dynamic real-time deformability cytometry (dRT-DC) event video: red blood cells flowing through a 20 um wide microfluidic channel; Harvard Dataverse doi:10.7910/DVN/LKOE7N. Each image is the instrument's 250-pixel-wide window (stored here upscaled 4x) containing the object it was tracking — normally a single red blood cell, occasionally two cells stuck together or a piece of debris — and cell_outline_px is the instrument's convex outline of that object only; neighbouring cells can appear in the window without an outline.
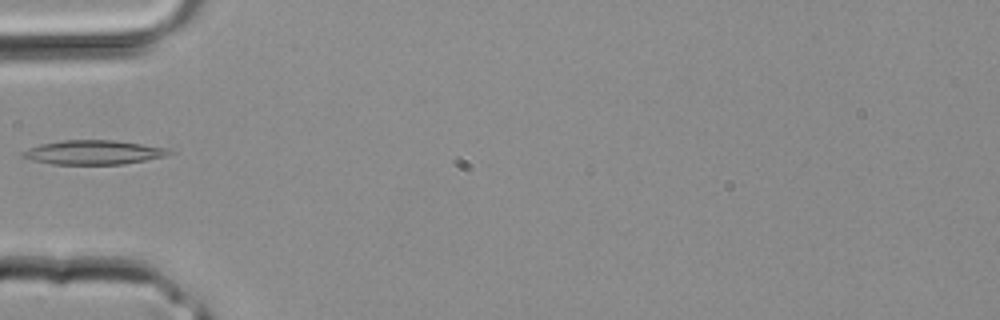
{"species": "common noctule bat (a hibernating species)", "species_latin": "Nyctalus noctula", "temperature_condition": "room temperature", "stored_images_in_passage": 2, "camera_frame_rate_fps": 3000, "um_per_image_px": 0.085, "animal": {"sex": "male", "body_mass_g": 20.4}, "frame": {"image": 1, "passage_image": 2, "time_ms": 0.333, "image_size_px": [1000, 320], "cell_outline_px": [[172, 152], [164, 156], [124, 164], [52, 164], [32, 160], [20, 156], [20, 152], [28, 148], [40, 144], [64, 140], [116, 140], [168, 148]], "centroid_in_image_um": [7.89, 12.94], "position_along_channel_um": 77.1, "area_um2": 20.58}}